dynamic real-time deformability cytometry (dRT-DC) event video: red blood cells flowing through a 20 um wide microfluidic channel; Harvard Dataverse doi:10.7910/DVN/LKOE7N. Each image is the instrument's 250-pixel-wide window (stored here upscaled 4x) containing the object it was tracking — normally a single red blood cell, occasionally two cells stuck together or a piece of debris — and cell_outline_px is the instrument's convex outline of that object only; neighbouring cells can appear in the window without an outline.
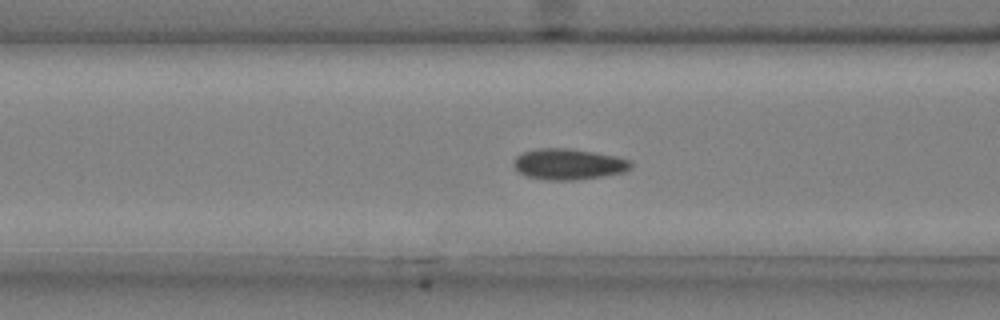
{"species": "common noctule bat (a hibernating species)", "species_latin": "Nyctalus noctula", "temperature_condition": "cold", "stored_images_in_passage": 50, "camera_frame_rate_fps": 3000, "um_per_image_px": 0.085, "animal": {"sex": "male", "body_mass_g": 20.4}, "frame": {"image": 1, "passage_image": 19, "time_ms": 6.0, "image_size_px": [1000, 320], "cell_outline_px": [[632, 168], [624, 172], [576, 180], [544, 180], [528, 176], [520, 172], [512, 164], [512, 160], [516, 156], [524, 152], [536, 148], [568, 148], [616, 156], [628, 160], [632, 164]], "centroid_in_image_um": [48.29, 13.95], "position_along_channel_um": 118.3, "area_um2": 21.04}}
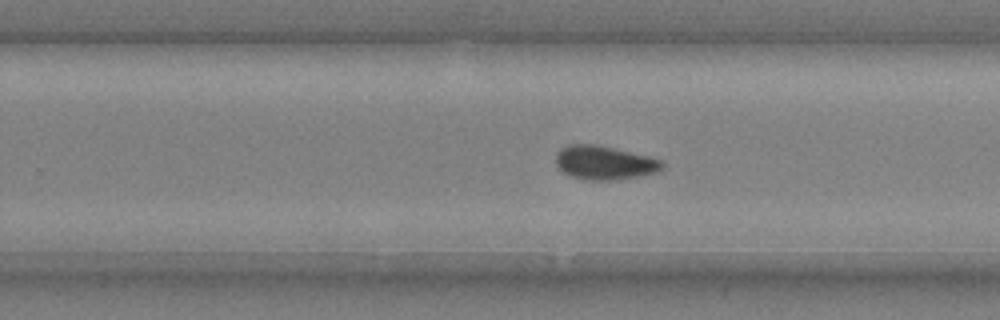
{"frame": {"image": 2, "passage_image": 32, "time_ms": 10.333, "image_size_px": [1000, 320], "cell_outline_px": [[664, 168], [656, 172], [616, 180], [584, 180], [572, 176], [564, 172], [556, 164], [556, 152], [560, 148], [568, 144], [596, 144], [648, 156], [660, 160], [664, 164]], "centroid_in_image_um": [51.34, 13.82], "position_along_channel_um": 278.5, "area_um2": 20.87}}
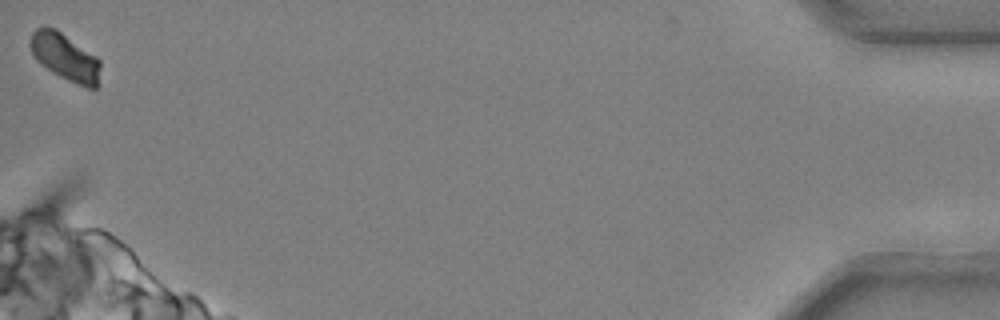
{"frame": {"image": 3, "passage_image": 50, "time_ms": 16.333, "image_size_px": [1000, 320], "cell_outline_px": [[100, 64], [96, 88], [88, 88], [68, 80], [52, 72], [36, 60], [28, 44], [32, 32], [36, 28], [44, 24], [56, 28], [96, 56], [100, 60]], "centroid_in_image_um": [5.48, 4.79], "position_along_channel_um": 429.7, "area_um2": 19.31}, "authors_computed_cell_mechanics": {"area_um2": 20.6346, "velocity_mm_per_s": 3.705, "shape_relaxation_time_tau1_ms": null, "shape_relaxation_time_tau2_ms": 2.9653, "deformation_change_tau1": null, "deformation_change_tau2": 0.0404}}